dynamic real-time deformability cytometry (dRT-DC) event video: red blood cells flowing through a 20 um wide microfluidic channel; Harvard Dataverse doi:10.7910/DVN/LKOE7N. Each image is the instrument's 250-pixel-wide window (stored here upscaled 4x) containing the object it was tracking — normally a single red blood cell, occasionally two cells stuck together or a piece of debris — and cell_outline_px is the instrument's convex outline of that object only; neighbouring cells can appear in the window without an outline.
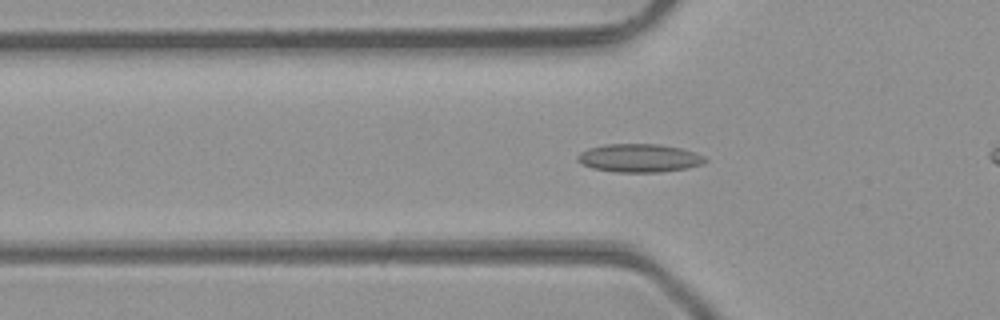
{"species": "common noctule bat (a hibernating species)", "species_latin": "Nyctalus noctula", "temperature_condition": "room temperature", "stored_images_in_passage": 30, "camera_frame_rate_fps": 3000, "um_per_image_px": 0.085, "animal": {"sex": "male", "body_mass_g": 23.1, "forearm_length_mm": 52.7}, "frame": {"image": 1, "passage_image": 5, "time_ms": 1.333, "image_size_px": [1000, 320], "cell_outline_px": [[708, 160], [704, 164], [688, 168], [660, 172], [616, 172], [592, 168], [576, 160], [576, 156], [580, 152], [588, 148], [604, 144], [660, 144], [680, 148], [696, 152], [704, 156]], "centroid_in_image_um": [54.36, 13.43], "position_along_channel_um": 71.4, "area_um2": 21.21}}
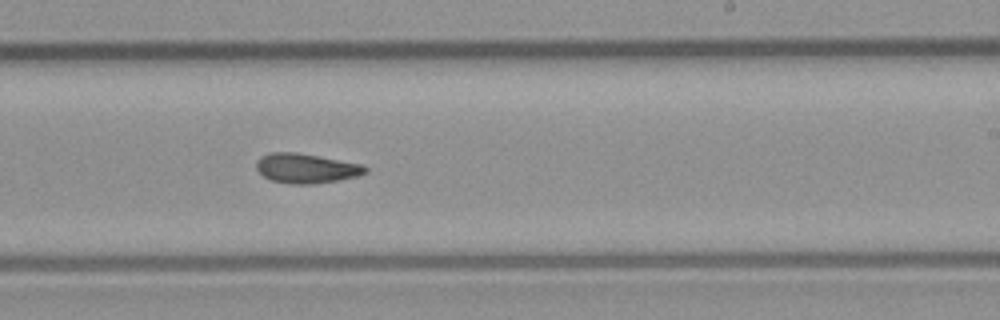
{"frame": {"image": 2, "passage_image": 18, "time_ms": 5.667, "image_size_px": [1000, 320], "cell_outline_px": [[368, 172], [360, 176], [340, 180], [312, 184], [288, 184], [272, 180], [264, 176], [256, 168], [256, 160], [260, 156], [268, 152], [296, 152], [364, 164], [368, 168]], "centroid_in_image_um": [26.05, 14.3], "position_along_channel_um": 262.9, "area_um2": 19.13}}
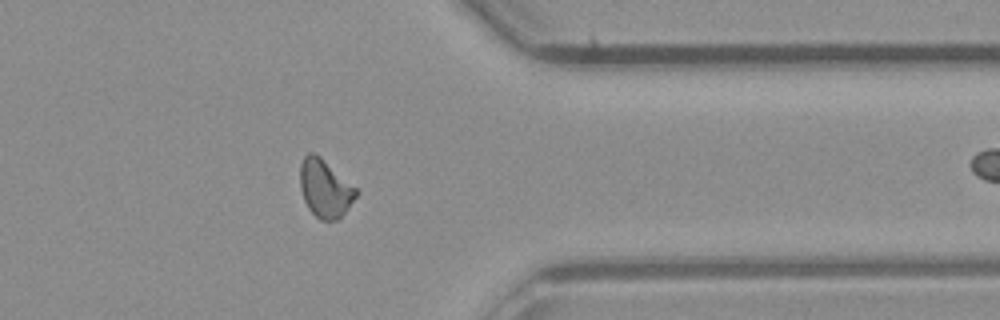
{"frame": {"image": 3, "passage_image": 27, "time_ms": 8.667, "image_size_px": [1000, 320], "cell_outline_px": [[356, 196], [344, 212], [336, 220], [320, 220], [308, 208], [304, 200], [300, 188], [300, 164], [304, 156], [308, 152], [316, 152], [356, 188]], "centroid_in_image_um": [27.58, 15.98], "position_along_channel_um": 383.8, "area_um2": 18.67}}